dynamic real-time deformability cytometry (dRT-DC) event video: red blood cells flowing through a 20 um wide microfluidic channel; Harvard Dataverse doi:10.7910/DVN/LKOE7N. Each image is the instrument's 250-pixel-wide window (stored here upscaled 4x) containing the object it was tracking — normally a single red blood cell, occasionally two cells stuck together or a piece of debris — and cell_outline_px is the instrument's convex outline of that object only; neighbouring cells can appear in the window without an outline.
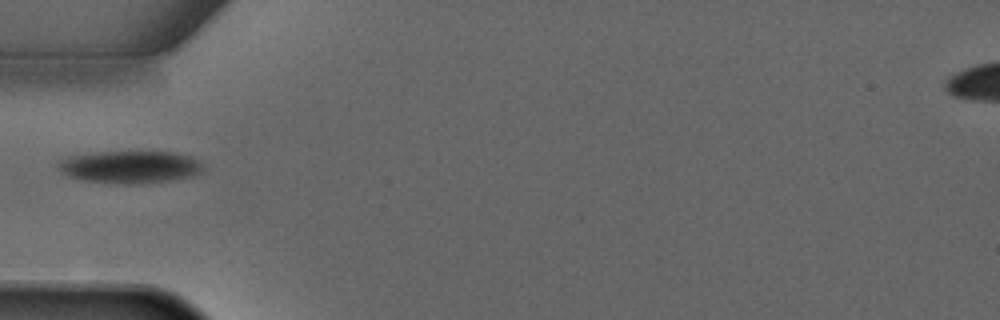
{"species": "common noctule bat (a hibernating species)", "species_latin": "Nyctalus noctula", "temperature_condition": "warm", "stored_images_in_passage": 1, "camera_frame_rate_fps": 3000, "um_per_image_px": 0.085, "animal": {"sex": "male", "forearm_length_mm": 52.5}, "frame": {"image": 1, "passage_image": 1, "time_ms": 0.0, "image_size_px": [1000, 320], "cell_outline_px": [[204, 168], [200, 172], [192, 176], [140, 184], [80, 180], [68, 176], [60, 172], [56, 164], [56, 160], [64, 156], [96, 152], [176, 152], [192, 156], [200, 160], [204, 164]], "centroid_in_image_um": [11.01, 14.17], "position_along_channel_um": 74.0, "area_um2": 27.63}}